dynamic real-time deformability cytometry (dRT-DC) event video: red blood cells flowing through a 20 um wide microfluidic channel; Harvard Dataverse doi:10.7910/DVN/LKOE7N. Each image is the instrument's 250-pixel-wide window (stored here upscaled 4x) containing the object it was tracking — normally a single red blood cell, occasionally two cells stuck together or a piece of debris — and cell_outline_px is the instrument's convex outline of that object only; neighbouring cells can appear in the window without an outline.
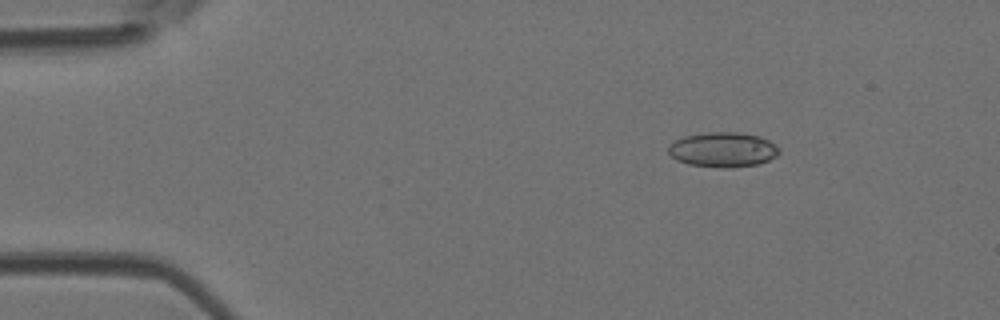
{"species": "Egyptian fruit bat (a non-hibernating species)", "species_latin": "Rousettus aegyptiacus", "temperature_condition": "room temperature", "stored_images_in_passage": 43, "camera_frame_rate_fps": 3000, "um_per_image_px": 0.085, "animal": {"sex": "female"}, "frame": {"image": 1, "passage_image": 1, "time_ms": 0.0, "image_size_px": [1000, 320], "cell_outline_px": [[780, 152], [776, 156], [768, 160], [756, 164], [728, 168], [720, 168], [688, 164], [676, 160], [668, 152], [668, 144], [684, 136], [708, 132], [736, 132], [760, 136], [776, 144], [780, 148]], "centroid_in_image_um": [61.44, 12.72], "position_along_channel_um": 23.6, "area_um2": 22.6}}
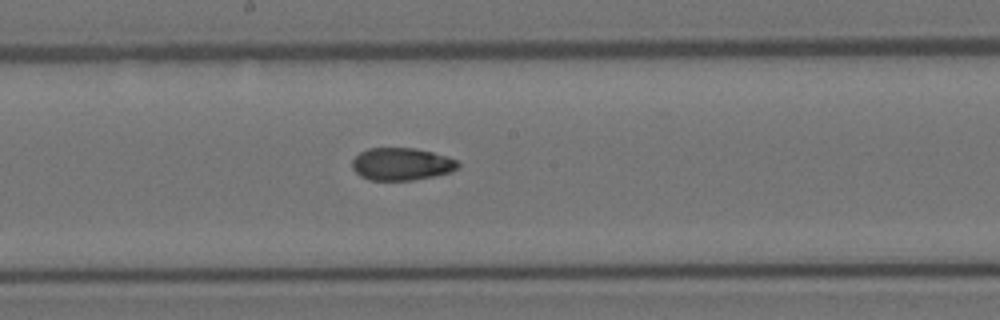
{"frame": {"image": 2, "passage_image": 20, "time_ms": 6.333, "image_size_px": [1000, 320], "cell_outline_px": [[460, 168], [452, 172], [412, 180], [368, 180], [360, 176], [352, 168], [352, 160], [360, 152], [368, 148], [416, 148], [448, 156], [456, 160], [460, 164]], "centroid_in_image_um": [34.14, 13.94], "position_along_channel_um": 214.1, "area_um2": 20.17}}
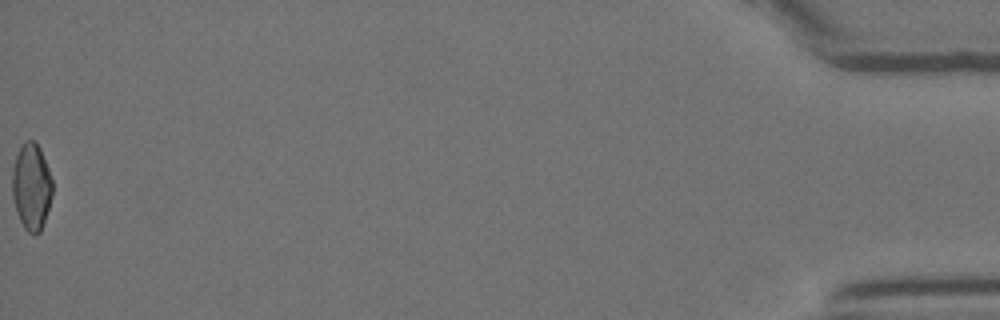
{"frame": {"image": 3, "passage_image": 43, "time_ms": 14.0, "image_size_px": [1000, 320], "cell_outline_px": [[52, 196], [40, 232], [36, 236], [32, 236], [24, 228], [16, 212], [12, 196], [12, 168], [20, 144], [24, 140], [36, 140], [40, 148], [48, 168], [52, 180]], "centroid_in_image_um": [2.65, 15.85], "position_along_channel_um": 432.5, "area_um2": 20.58}, "authors_computed_cell_mechanics": {"area_um2": 20.7502, "velocity_mm_per_s": 4.157, "shape_relaxation_time_tau1_ms": null, "shape_relaxation_time_tau2_ms": 3.2365, "deformation_change_tau1": null, "deformation_change_tau2": 0.0793}}